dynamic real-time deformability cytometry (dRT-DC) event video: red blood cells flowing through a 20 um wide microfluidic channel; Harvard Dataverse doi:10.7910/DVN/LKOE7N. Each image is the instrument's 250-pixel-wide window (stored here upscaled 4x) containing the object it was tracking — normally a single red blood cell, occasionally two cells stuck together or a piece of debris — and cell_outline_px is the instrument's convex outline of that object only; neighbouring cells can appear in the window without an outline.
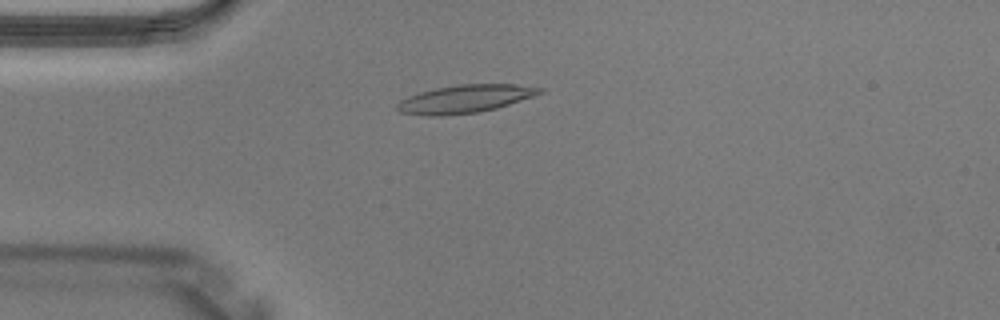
{"species": "Egyptian fruit bat (a non-hibernating species)", "species_latin": "Rousettus aegyptiacus", "temperature_condition": "warm", "stored_images_in_passage": 1, "camera_frame_rate_fps": 3000, "um_per_image_px": 0.085, "animal": {"sex": "male"}, "frame": {"image": 1, "passage_image": 1, "time_ms": 0.0, "image_size_px": [1000, 320], "cell_outline_px": [[544, 92], [496, 108], [480, 112], [440, 116], [428, 116], [400, 112], [396, 108], [396, 104], [400, 100], [408, 96], [420, 92], [436, 88], [460, 84], [516, 84], [544, 88]], "centroid_in_image_um": [39.51, 8.4], "position_along_channel_um": 45.5, "area_um2": 23.18}}